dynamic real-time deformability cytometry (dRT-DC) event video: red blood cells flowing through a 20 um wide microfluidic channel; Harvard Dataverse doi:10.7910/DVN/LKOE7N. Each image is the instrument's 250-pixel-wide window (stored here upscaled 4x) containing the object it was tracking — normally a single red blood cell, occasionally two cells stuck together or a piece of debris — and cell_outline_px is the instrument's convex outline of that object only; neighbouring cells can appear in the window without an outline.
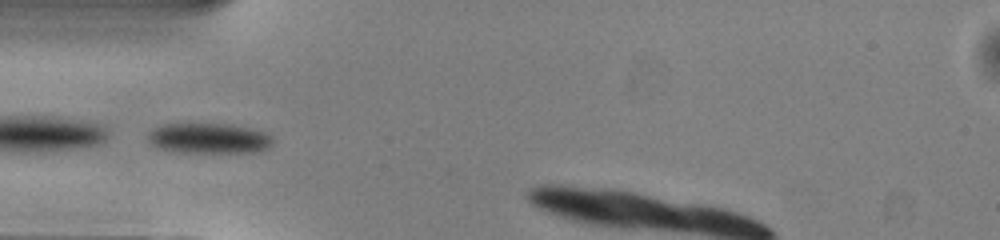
{"species": "common noctule bat (a hibernating species)", "species_latin": "Nyctalus noctula", "temperature_condition": "warm", "stored_images_in_passage": 29, "camera_frame_rate_fps": 3000, "um_per_image_px": 0.085, "animal": {"sex": "male", "body_mass_g": 13.0, "forearm_length_mm": 53.1}, "frame": {"image": 1, "passage_image": 1, "time_ms": 0.0, "image_size_px": [1000, 240], "cell_outline_px": [[272, 144], [268, 148], [260, 152], [180, 152], [156, 148], [148, 140], [148, 132], [152, 128], [164, 124], [232, 124], [252, 128], [268, 132], [272, 136]], "centroid_in_image_um": [17.79, 11.75], "position_along_channel_um": 67.2, "area_um2": 22.37}, "authors_computed_cell_mechanics": {"area_um2": 24.276, "velocity_mm_per_s": 4.0067, "shape_relaxation_time_tau1_ms": 2.0831, "shape_relaxation_time_tau2_ms": null, "deformation_change_tau1": 0.1056, "deformation_change_tau2": null}}